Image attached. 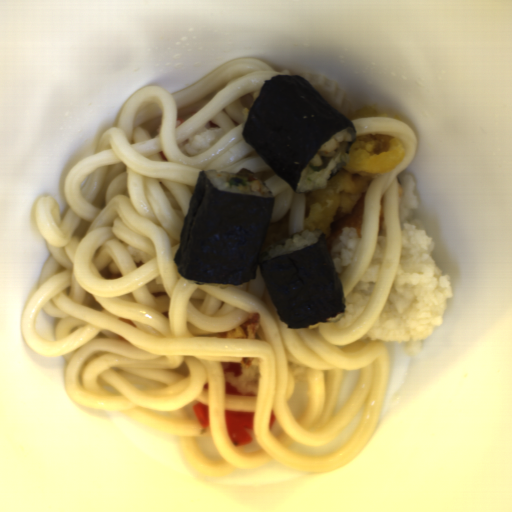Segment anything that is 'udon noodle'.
<instances>
[{
    "mask_svg": "<svg viewBox=\"0 0 512 512\" xmlns=\"http://www.w3.org/2000/svg\"><path fill=\"white\" fill-rule=\"evenodd\" d=\"M276 70L243 56L189 86L129 96L94 154L64 176V214L40 196L33 214L49 251L23 305L24 343L63 357L70 399L172 435L191 468L225 477L279 463L318 473L347 465L373 438L388 377V344L365 340L402 250L401 175L417 152L395 117L350 119L355 135H391L402 163L373 179L361 236L344 226L329 249L343 287L338 322L289 328L258 265L239 285L189 281L176 252L201 171L257 174L274 195L260 255L302 234L297 193L243 137ZM226 411L254 412L253 442L235 447Z\"/></svg>",
    "mask_w": 512,
    "mask_h": 512,
    "instance_id": "udon-noodle-1",
    "label": "udon noodle"
}]
</instances>
